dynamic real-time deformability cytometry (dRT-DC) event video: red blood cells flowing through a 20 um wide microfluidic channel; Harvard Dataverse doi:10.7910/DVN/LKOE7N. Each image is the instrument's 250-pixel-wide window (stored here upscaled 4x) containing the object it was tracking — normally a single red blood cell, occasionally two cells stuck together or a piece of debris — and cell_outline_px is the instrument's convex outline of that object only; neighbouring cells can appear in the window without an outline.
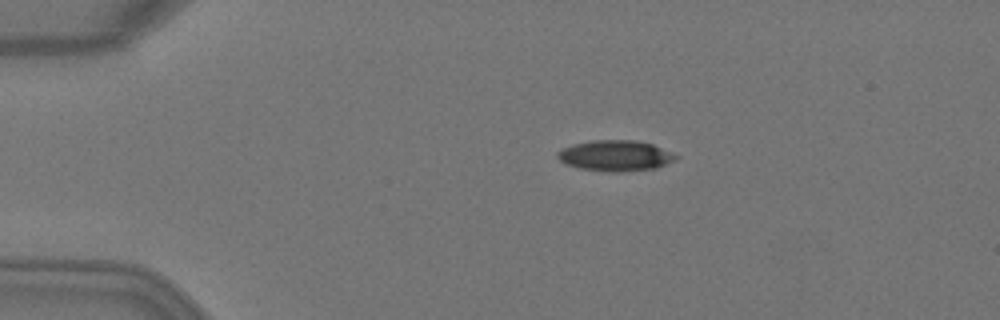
{"species": "Egyptian fruit bat (a non-hibernating species)", "species_latin": "Rousettus aegyptiacus", "temperature_condition": "warm", "stored_images_in_passage": 3, "camera_frame_rate_fps": 3000, "um_per_image_px": 0.085, "animal": {"sex": "female"}, "frame": {"image": 1, "passage_image": 1, "time_ms": 0.0, "image_size_px": [1000, 320], "cell_outline_px": [[680, 156], [676, 160], [656, 168], [616, 172], [608, 172], [580, 168], [564, 164], [556, 156], [556, 152], [560, 148], [572, 144], [592, 140], [636, 140], [652, 144]], "centroid_in_image_um": [52.27, 13.23], "position_along_channel_um": 32.7, "area_um2": 21.39}}